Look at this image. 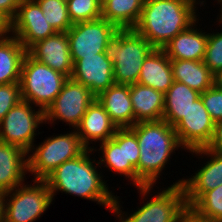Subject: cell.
Masks as SVG:
<instances>
[{
  "label": "cell",
  "mask_w": 222,
  "mask_h": 222,
  "mask_svg": "<svg viewBox=\"0 0 222 222\" xmlns=\"http://www.w3.org/2000/svg\"><path fill=\"white\" fill-rule=\"evenodd\" d=\"M96 148L86 149L79 156L67 160L44 179L48 184L53 200L56 193L61 191L65 194L97 202L107 210L109 209L110 212L112 211L116 196L113 195L114 193L109 190L106 181L103 180L102 172L97 170L98 160L90 158V155L97 151Z\"/></svg>",
  "instance_id": "cell-1"
},
{
  "label": "cell",
  "mask_w": 222,
  "mask_h": 222,
  "mask_svg": "<svg viewBox=\"0 0 222 222\" xmlns=\"http://www.w3.org/2000/svg\"><path fill=\"white\" fill-rule=\"evenodd\" d=\"M205 0H145L140 18L133 30L143 36L154 48L164 46L187 29L198 18L197 6Z\"/></svg>",
  "instance_id": "cell-2"
},
{
  "label": "cell",
  "mask_w": 222,
  "mask_h": 222,
  "mask_svg": "<svg viewBox=\"0 0 222 222\" xmlns=\"http://www.w3.org/2000/svg\"><path fill=\"white\" fill-rule=\"evenodd\" d=\"M137 137L140 158L136 167V188L154 186L171 155L182 146L177 134L165 120L139 122L130 128Z\"/></svg>",
  "instance_id": "cell-3"
},
{
  "label": "cell",
  "mask_w": 222,
  "mask_h": 222,
  "mask_svg": "<svg viewBox=\"0 0 222 222\" xmlns=\"http://www.w3.org/2000/svg\"><path fill=\"white\" fill-rule=\"evenodd\" d=\"M181 183L182 179H178V181L173 182L167 188L162 189V192H157L158 194L155 195L150 194L153 186L137 187V190L139 189L138 193L140 192L142 199L147 202L130 214L121 210L123 207L119 196L116 195L111 212L116 215L115 217L118 218L116 220H119V222H179L181 216L188 210ZM148 194L151 195L150 198H148L150 196ZM146 196L150 200H146Z\"/></svg>",
  "instance_id": "cell-4"
},
{
  "label": "cell",
  "mask_w": 222,
  "mask_h": 222,
  "mask_svg": "<svg viewBox=\"0 0 222 222\" xmlns=\"http://www.w3.org/2000/svg\"><path fill=\"white\" fill-rule=\"evenodd\" d=\"M154 47L133 29H118L108 40L105 56L112 61L114 83L138 82L145 58Z\"/></svg>",
  "instance_id": "cell-5"
},
{
  "label": "cell",
  "mask_w": 222,
  "mask_h": 222,
  "mask_svg": "<svg viewBox=\"0 0 222 222\" xmlns=\"http://www.w3.org/2000/svg\"><path fill=\"white\" fill-rule=\"evenodd\" d=\"M46 138L27 152V173L35 175L34 179L44 180L62 163L79 156L87 149L76 129Z\"/></svg>",
  "instance_id": "cell-6"
},
{
  "label": "cell",
  "mask_w": 222,
  "mask_h": 222,
  "mask_svg": "<svg viewBox=\"0 0 222 222\" xmlns=\"http://www.w3.org/2000/svg\"><path fill=\"white\" fill-rule=\"evenodd\" d=\"M68 77L25 54L20 75L21 98L45 111Z\"/></svg>",
  "instance_id": "cell-7"
},
{
  "label": "cell",
  "mask_w": 222,
  "mask_h": 222,
  "mask_svg": "<svg viewBox=\"0 0 222 222\" xmlns=\"http://www.w3.org/2000/svg\"><path fill=\"white\" fill-rule=\"evenodd\" d=\"M33 184H23L6 192L4 222H34L53 202L45 180L32 179Z\"/></svg>",
  "instance_id": "cell-8"
},
{
  "label": "cell",
  "mask_w": 222,
  "mask_h": 222,
  "mask_svg": "<svg viewBox=\"0 0 222 222\" xmlns=\"http://www.w3.org/2000/svg\"><path fill=\"white\" fill-rule=\"evenodd\" d=\"M99 147L97 150L102 154L99 167L104 164V168L123 175L136 187V167L140 158L136 134L130 128H118L112 139L100 143Z\"/></svg>",
  "instance_id": "cell-9"
},
{
  "label": "cell",
  "mask_w": 222,
  "mask_h": 222,
  "mask_svg": "<svg viewBox=\"0 0 222 222\" xmlns=\"http://www.w3.org/2000/svg\"><path fill=\"white\" fill-rule=\"evenodd\" d=\"M36 107L24 100L12 107L0 121V141L16 145L27 153L34 145L37 129L45 124L44 111Z\"/></svg>",
  "instance_id": "cell-10"
},
{
  "label": "cell",
  "mask_w": 222,
  "mask_h": 222,
  "mask_svg": "<svg viewBox=\"0 0 222 222\" xmlns=\"http://www.w3.org/2000/svg\"><path fill=\"white\" fill-rule=\"evenodd\" d=\"M96 99V96L72 78H68L64 83L61 92L55 100L44 111L45 124H53L56 121L65 122L69 127L76 129L88 106Z\"/></svg>",
  "instance_id": "cell-11"
},
{
  "label": "cell",
  "mask_w": 222,
  "mask_h": 222,
  "mask_svg": "<svg viewBox=\"0 0 222 222\" xmlns=\"http://www.w3.org/2000/svg\"><path fill=\"white\" fill-rule=\"evenodd\" d=\"M118 30L104 18L74 23L66 32L73 64L83 56L104 53L108 40Z\"/></svg>",
  "instance_id": "cell-12"
},
{
  "label": "cell",
  "mask_w": 222,
  "mask_h": 222,
  "mask_svg": "<svg viewBox=\"0 0 222 222\" xmlns=\"http://www.w3.org/2000/svg\"><path fill=\"white\" fill-rule=\"evenodd\" d=\"M214 127L215 122L199 97L174 126V130L182 148L189 152L207 147L213 137Z\"/></svg>",
  "instance_id": "cell-13"
},
{
  "label": "cell",
  "mask_w": 222,
  "mask_h": 222,
  "mask_svg": "<svg viewBox=\"0 0 222 222\" xmlns=\"http://www.w3.org/2000/svg\"><path fill=\"white\" fill-rule=\"evenodd\" d=\"M11 32L26 50L36 42L57 33L34 0L20 1L16 15L11 20Z\"/></svg>",
  "instance_id": "cell-14"
},
{
  "label": "cell",
  "mask_w": 222,
  "mask_h": 222,
  "mask_svg": "<svg viewBox=\"0 0 222 222\" xmlns=\"http://www.w3.org/2000/svg\"><path fill=\"white\" fill-rule=\"evenodd\" d=\"M189 153L196 154L200 158L210 157L205 165H202L195 175L189 178H182V187L184 190L186 205L188 209L207 191L215 189L222 185V153L213 152L205 148H199ZM202 156V157H201Z\"/></svg>",
  "instance_id": "cell-15"
},
{
  "label": "cell",
  "mask_w": 222,
  "mask_h": 222,
  "mask_svg": "<svg viewBox=\"0 0 222 222\" xmlns=\"http://www.w3.org/2000/svg\"><path fill=\"white\" fill-rule=\"evenodd\" d=\"M71 78L88 87L97 97L114 84L112 61L105 56V53L83 56L73 64Z\"/></svg>",
  "instance_id": "cell-16"
},
{
  "label": "cell",
  "mask_w": 222,
  "mask_h": 222,
  "mask_svg": "<svg viewBox=\"0 0 222 222\" xmlns=\"http://www.w3.org/2000/svg\"><path fill=\"white\" fill-rule=\"evenodd\" d=\"M27 53L35 60L71 78L73 62L66 32H57L36 42L27 50Z\"/></svg>",
  "instance_id": "cell-17"
},
{
  "label": "cell",
  "mask_w": 222,
  "mask_h": 222,
  "mask_svg": "<svg viewBox=\"0 0 222 222\" xmlns=\"http://www.w3.org/2000/svg\"><path fill=\"white\" fill-rule=\"evenodd\" d=\"M117 129L104 107L95 99L88 106L76 131L83 145L87 149H94V146L91 147L90 144L112 139Z\"/></svg>",
  "instance_id": "cell-18"
},
{
  "label": "cell",
  "mask_w": 222,
  "mask_h": 222,
  "mask_svg": "<svg viewBox=\"0 0 222 222\" xmlns=\"http://www.w3.org/2000/svg\"><path fill=\"white\" fill-rule=\"evenodd\" d=\"M198 19L187 29L181 31L163 48L170 59L203 61L205 58L208 33L198 29Z\"/></svg>",
  "instance_id": "cell-19"
},
{
  "label": "cell",
  "mask_w": 222,
  "mask_h": 222,
  "mask_svg": "<svg viewBox=\"0 0 222 222\" xmlns=\"http://www.w3.org/2000/svg\"><path fill=\"white\" fill-rule=\"evenodd\" d=\"M96 99L104 107L117 128L134 125V111L130 97V85L113 84L101 92Z\"/></svg>",
  "instance_id": "cell-20"
},
{
  "label": "cell",
  "mask_w": 222,
  "mask_h": 222,
  "mask_svg": "<svg viewBox=\"0 0 222 222\" xmlns=\"http://www.w3.org/2000/svg\"><path fill=\"white\" fill-rule=\"evenodd\" d=\"M26 174L27 153L16 145L0 141V190L8 192L23 184Z\"/></svg>",
  "instance_id": "cell-21"
},
{
  "label": "cell",
  "mask_w": 222,
  "mask_h": 222,
  "mask_svg": "<svg viewBox=\"0 0 222 222\" xmlns=\"http://www.w3.org/2000/svg\"><path fill=\"white\" fill-rule=\"evenodd\" d=\"M173 82L170 58L163 49L154 48L143 62L137 83L165 94Z\"/></svg>",
  "instance_id": "cell-22"
},
{
  "label": "cell",
  "mask_w": 222,
  "mask_h": 222,
  "mask_svg": "<svg viewBox=\"0 0 222 222\" xmlns=\"http://www.w3.org/2000/svg\"><path fill=\"white\" fill-rule=\"evenodd\" d=\"M130 97L134 111V125L139 122L162 120L164 93L135 83L130 85Z\"/></svg>",
  "instance_id": "cell-23"
},
{
  "label": "cell",
  "mask_w": 222,
  "mask_h": 222,
  "mask_svg": "<svg viewBox=\"0 0 222 222\" xmlns=\"http://www.w3.org/2000/svg\"><path fill=\"white\" fill-rule=\"evenodd\" d=\"M200 93L186 84L175 81L164 94V112L162 119L174 127L188 112Z\"/></svg>",
  "instance_id": "cell-24"
},
{
  "label": "cell",
  "mask_w": 222,
  "mask_h": 222,
  "mask_svg": "<svg viewBox=\"0 0 222 222\" xmlns=\"http://www.w3.org/2000/svg\"><path fill=\"white\" fill-rule=\"evenodd\" d=\"M173 79L203 93L213 85V73L204 61L170 59Z\"/></svg>",
  "instance_id": "cell-25"
},
{
  "label": "cell",
  "mask_w": 222,
  "mask_h": 222,
  "mask_svg": "<svg viewBox=\"0 0 222 222\" xmlns=\"http://www.w3.org/2000/svg\"><path fill=\"white\" fill-rule=\"evenodd\" d=\"M27 50L10 35L0 40V85L20 83L21 65Z\"/></svg>",
  "instance_id": "cell-26"
},
{
  "label": "cell",
  "mask_w": 222,
  "mask_h": 222,
  "mask_svg": "<svg viewBox=\"0 0 222 222\" xmlns=\"http://www.w3.org/2000/svg\"><path fill=\"white\" fill-rule=\"evenodd\" d=\"M145 0H105L101 17L118 29H133L137 24Z\"/></svg>",
  "instance_id": "cell-27"
},
{
  "label": "cell",
  "mask_w": 222,
  "mask_h": 222,
  "mask_svg": "<svg viewBox=\"0 0 222 222\" xmlns=\"http://www.w3.org/2000/svg\"><path fill=\"white\" fill-rule=\"evenodd\" d=\"M189 209L201 219L222 222V185L205 192Z\"/></svg>",
  "instance_id": "cell-28"
},
{
  "label": "cell",
  "mask_w": 222,
  "mask_h": 222,
  "mask_svg": "<svg viewBox=\"0 0 222 222\" xmlns=\"http://www.w3.org/2000/svg\"><path fill=\"white\" fill-rule=\"evenodd\" d=\"M56 32H67L73 25L66 0H34Z\"/></svg>",
  "instance_id": "cell-29"
},
{
  "label": "cell",
  "mask_w": 222,
  "mask_h": 222,
  "mask_svg": "<svg viewBox=\"0 0 222 222\" xmlns=\"http://www.w3.org/2000/svg\"><path fill=\"white\" fill-rule=\"evenodd\" d=\"M66 2L73 24L101 18L102 3L99 0H66Z\"/></svg>",
  "instance_id": "cell-30"
},
{
  "label": "cell",
  "mask_w": 222,
  "mask_h": 222,
  "mask_svg": "<svg viewBox=\"0 0 222 222\" xmlns=\"http://www.w3.org/2000/svg\"><path fill=\"white\" fill-rule=\"evenodd\" d=\"M203 61L213 74L222 69V31L208 33Z\"/></svg>",
  "instance_id": "cell-31"
},
{
  "label": "cell",
  "mask_w": 222,
  "mask_h": 222,
  "mask_svg": "<svg viewBox=\"0 0 222 222\" xmlns=\"http://www.w3.org/2000/svg\"><path fill=\"white\" fill-rule=\"evenodd\" d=\"M200 97L212 120L215 123L222 121V90L212 85L200 93Z\"/></svg>",
  "instance_id": "cell-32"
},
{
  "label": "cell",
  "mask_w": 222,
  "mask_h": 222,
  "mask_svg": "<svg viewBox=\"0 0 222 222\" xmlns=\"http://www.w3.org/2000/svg\"><path fill=\"white\" fill-rule=\"evenodd\" d=\"M21 100L19 83L0 85V121L5 117L6 113Z\"/></svg>",
  "instance_id": "cell-33"
},
{
  "label": "cell",
  "mask_w": 222,
  "mask_h": 222,
  "mask_svg": "<svg viewBox=\"0 0 222 222\" xmlns=\"http://www.w3.org/2000/svg\"><path fill=\"white\" fill-rule=\"evenodd\" d=\"M206 148L213 152L222 153V121L215 123L213 137Z\"/></svg>",
  "instance_id": "cell-34"
},
{
  "label": "cell",
  "mask_w": 222,
  "mask_h": 222,
  "mask_svg": "<svg viewBox=\"0 0 222 222\" xmlns=\"http://www.w3.org/2000/svg\"><path fill=\"white\" fill-rule=\"evenodd\" d=\"M21 0H0V12L10 21L15 17Z\"/></svg>",
  "instance_id": "cell-35"
},
{
  "label": "cell",
  "mask_w": 222,
  "mask_h": 222,
  "mask_svg": "<svg viewBox=\"0 0 222 222\" xmlns=\"http://www.w3.org/2000/svg\"><path fill=\"white\" fill-rule=\"evenodd\" d=\"M11 35V21L0 12V40Z\"/></svg>",
  "instance_id": "cell-36"
},
{
  "label": "cell",
  "mask_w": 222,
  "mask_h": 222,
  "mask_svg": "<svg viewBox=\"0 0 222 222\" xmlns=\"http://www.w3.org/2000/svg\"><path fill=\"white\" fill-rule=\"evenodd\" d=\"M179 222H213L197 217L190 209H188L180 218Z\"/></svg>",
  "instance_id": "cell-37"
},
{
  "label": "cell",
  "mask_w": 222,
  "mask_h": 222,
  "mask_svg": "<svg viewBox=\"0 0 222 222\" xmlns=\"http://www.w3.org/2000/svg\"><path fill=\"white\" fill-rule=\"evenodd\" d=\"M5 196L6 192L0 190V222L5 220Z\"/></svg>",
  "instance_id": "cell-38"
},
{
  "label": "cell",
  "mask_w": 222,
  "mask_h": 222,
  "mask_svg": "<svg viewBox=\"0 0 222 222\" xmlns=\"http://www.w3.org/2000/svg\"><path fill=\"white\" fill-rule=\"evenodd\" d=\"M213 85L222 90V69L216 71L214 74H213Z\"/></svg>",
  "instance_id": "cell-39"
},
{
  "label": "cell",
  "mask_w": 222,
  "mask_h": 222,
  "mask_svg": "<svg viewBox=\"0 0 222 222\" xmlns=\"http://www.w3.org/2000/svg\"><path fill=\"white\" fill-rule=\"evenodd\" d=\"M217 1H218V3H219L220 6H221V7H220L221 10L219 11V12H220V16H218L219 18L217 17V19H216V20L218 21V23H219V26H220V24H222V0H217ZM218 19H219V20H218ZM221 26H222V25H221Z\"/></svg>",
  "instance_id": "cell-40"
}]
</instances>
